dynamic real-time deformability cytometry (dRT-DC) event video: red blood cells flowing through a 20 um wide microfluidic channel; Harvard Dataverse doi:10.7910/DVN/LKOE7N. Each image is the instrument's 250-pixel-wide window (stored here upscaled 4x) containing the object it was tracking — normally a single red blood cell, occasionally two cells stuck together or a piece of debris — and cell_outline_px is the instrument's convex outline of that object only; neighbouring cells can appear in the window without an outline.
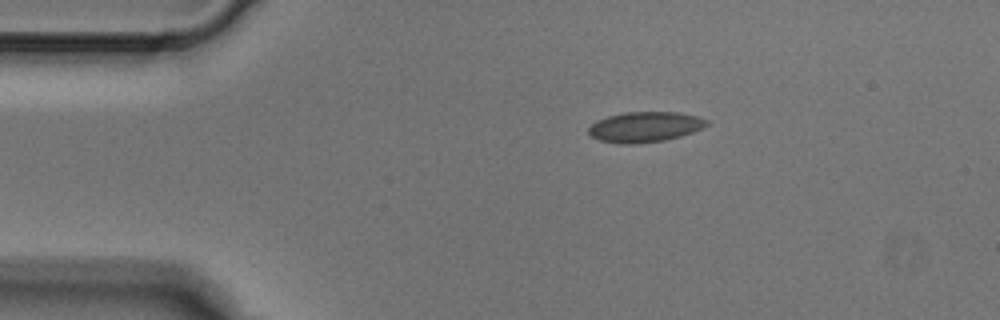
{"species": "Egyptian fruit bat (a non-hibernating species)", "species_latin": "Rousettus aegyptiacus", "temperature_condition": "cold", "stored_images_in_passage": 3, "camera_frame_rate_fps": 3000, "um_per_image_px": 0.085, "animal": {"sex": "male"}, "frame": {"image": 1, "passage_image": 1, "time_ms": 0.0, "image_size_px": [1000, 320], "cell_outline_px": [[708, 124], [704, 128], [680, 136], [664, 140], [636, 144], [620, 144], [600, 140], [588, 136], [588, 128], [596, 120], [608, 116], [624, 112], [680, 112], [700, 116], [708, 120]], "centroid_in_image_um": [54.82, 10.78], "position_along_channel_um": 30.2, "area_um2": 21.15}}
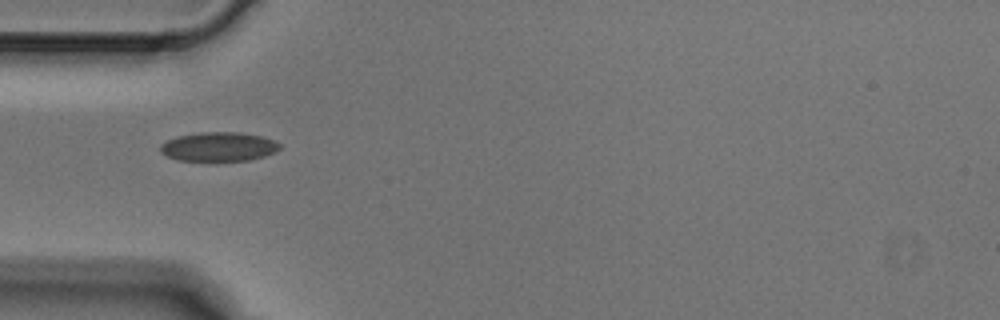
{"frame": {"image": 2, "passage_image": 2, "time_ms": 0.333, "image_size_px": [1000, 320], "cell_outline_px": [[280, 148], [276, 152], [264, 156], [248, 160], [216, 164], [176, 160], [160, 152], [160, 144], [176, 136], [200, 132], [236, 132], [260, 136], [272, 140], [280, 144]], "centroid_in_image_um": [18.54, 12.52], "position_along_channel_um": 66.5, "area_um2": 21.1}}